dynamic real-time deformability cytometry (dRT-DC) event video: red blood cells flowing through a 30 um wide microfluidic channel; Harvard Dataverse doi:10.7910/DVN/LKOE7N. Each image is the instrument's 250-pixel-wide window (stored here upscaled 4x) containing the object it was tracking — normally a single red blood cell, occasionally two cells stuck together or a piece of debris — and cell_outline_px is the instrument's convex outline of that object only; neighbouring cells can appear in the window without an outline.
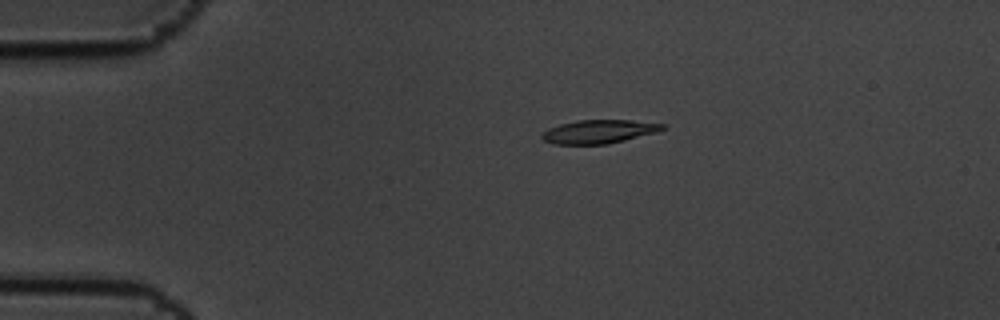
{"species": "common noctule bat (a hibernating species)", "species_latin": "Nyctalus noctula", "temperature_condition": "cold", "stored_images_in_passage": 9, "camera_frame_rate_fps": 3000, "um_per_image_px": 0.085, "animal": {"sex": "male", "body_mass_g": 19.5, "forearm_length_mm": 54.6}, "frame": {"image": 1, "passage_image": 1, "time_ms": 0.0, "image_size_px": [1000, 320], "cell_outline_px": [[668, 128], [656, 132], [608, 144], [556, 144], [544, 140], [540, 136], [548, 128], [560, 124], [576, 120], [632, 120], [668, 124]], "centroid_in_image_um": [50.96, 11.17], "position_along_channel_um": 34.0, "area_um2": 16.59}}
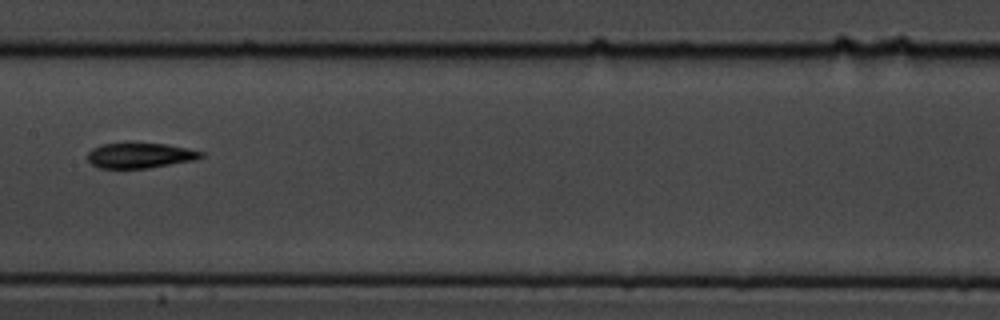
{"frame": {"image": 2, "passage_image": 6, "time_ms": 1.667, "image_size_px": [1000, 320], "cell_outline_px": [[204, 156], [196, 160], [148, 168], [100, 168], [92, 164], [88, 160], [88, 152], [92, 148], [100, 144], [128, 140], [168, 144], [188, 148], [204, 152]], "centroid_in_image_um": [11.9, 13.16], "position_along_channel_um": 195.5, "area_um2": 17.57}}
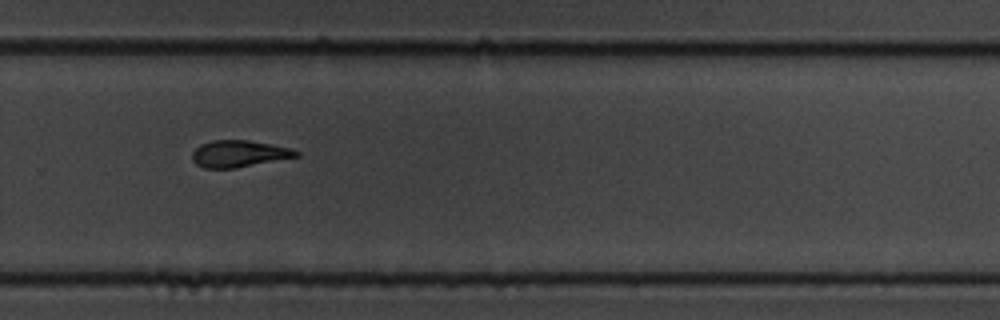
{"frame": {"image": 3, "passage_image": 9, "time_ms": 2.667, "image_size_px": [1000, 320], "cell_outline_px": [[300, 156], [236, 168], [204, 168], [196, 164], [192, 160], [192, 152], [200, 144], [212, 140], [248, 140], [288, 148], [300, 152]], "centroid_in_image_um": [20.27, 13.07], "position_along_channel_um": 309.5, "area_um2": 16.13}}